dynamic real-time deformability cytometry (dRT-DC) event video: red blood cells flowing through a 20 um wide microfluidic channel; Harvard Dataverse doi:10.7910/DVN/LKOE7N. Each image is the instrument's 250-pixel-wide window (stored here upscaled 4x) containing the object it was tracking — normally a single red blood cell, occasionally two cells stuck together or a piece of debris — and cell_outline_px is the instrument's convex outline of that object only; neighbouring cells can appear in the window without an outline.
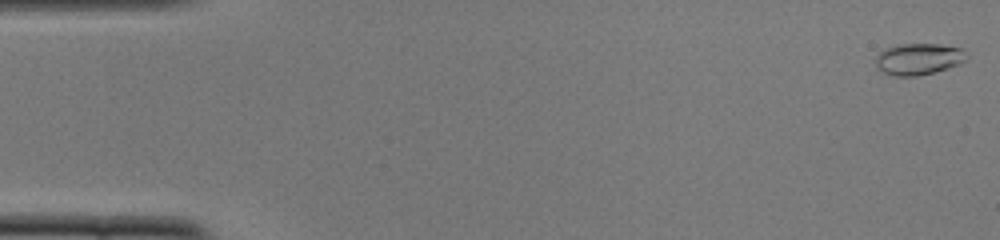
{"species": "common noctule bat (a hibernating species)", "species_latin": "Nyctalus noctula", "temperature_condition": "cold", "stored_images_in_passage": 52, "camera_frame_rate_fps": 3000, "um_per_image_px": 0.085, "animal": {"sex": "female", "body_mass_g": 22.0, "forearm_length_mm": 56.7}, "frame": {"image": 1, "passage_image": 1, "time_ms": 0.0, "image_size_px": [1000, 240], "cell_outline_px": [[968, 60], [960, 64], [936, 72], [916, 76], [892, 76], [876, 68], [876, 56], [884, 48], [900, 44], [940, 44], [960, 48], [968, 56]], "centroid_in_image_um": [78.08, 5.02], "position_along_channel_um": 6.9, "area_um2": 16.88}}
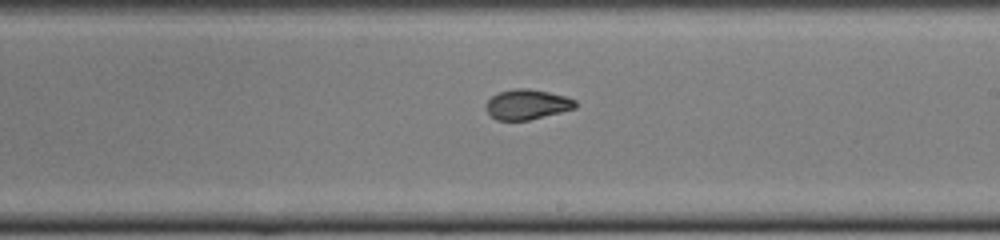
{"frame": {"image": 2, "passage_image": 30, "time_ms": 9.667, "image_size_px": [1000, 240], "cell_outline_px": [[576, 108], [528, 120], [496, 120], [484, 108], [484, 104], [492, 96], [500, 92], [512, 88], [528, 88], [548, 92], [564, 96], [576, 100]], "centroid_in_image_um": [44.77, 8.87], "position_along_channel_um": 244.2, "area_um2": 15.61}}
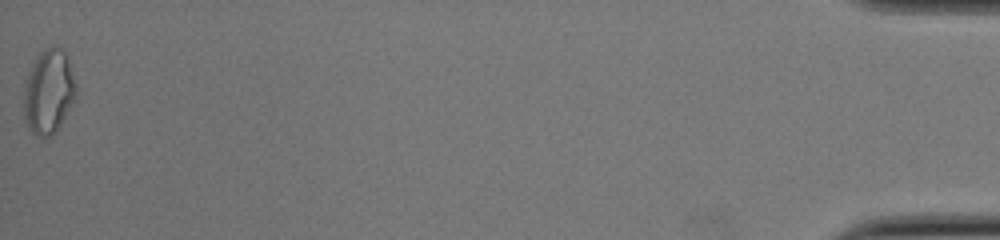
{"frame": {"image": 3, "passage_image": 52, "time_ms": 17.0, "image_size_px": [1000, 240], "cell_outline_px": [[76, 96], [60, 124], [48, 136], [40, 136], [32, 132], [24, 116], [24, 80], [36, 56], [44, 48], [60, 48], [68, 56], [76, 84]], "centroid_in_image_um": [4.13, 7.74], "position_along_channel_um": 431.1, "area_um2": 25.26}, "authors_computed_cell_mechanics": {"area_um2": 16.1262, "velocity_mm_per_s": 3.8725, "shape_relaxation_time_tau1_ms": 8.5501, "shape_relaxation_time_tau2_ms": 1.5452, "deformation_change_tau1": 0.266, "deformation_change_tau2": 0.0607}}